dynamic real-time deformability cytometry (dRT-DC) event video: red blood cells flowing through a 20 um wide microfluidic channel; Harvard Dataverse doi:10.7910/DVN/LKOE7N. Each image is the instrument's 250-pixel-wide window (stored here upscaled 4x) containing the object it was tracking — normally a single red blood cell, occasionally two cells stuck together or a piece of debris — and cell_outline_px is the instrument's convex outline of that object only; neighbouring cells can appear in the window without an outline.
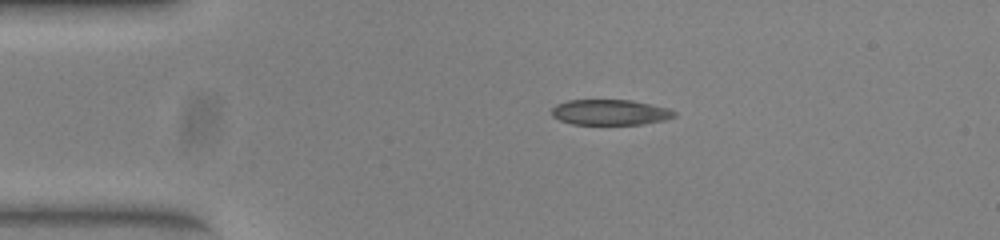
{"species": "common noctule bat (a hibernating species)", "species_latin": "Nyctalus noctula", "temperature_condition": "warm", "stored_images_in_passage": 42, "camera_frame_rate_fps": 3000, "um_per_image_px": 0.085, "animal": {"sex": "female", "body_mass_g": 23.0, "forearm_length_mm": 53.4}, "frame": {"image": 1, "passage_image": 1, "time_ms": 0.0, "image_size_px": [1000, 240], "cell_outline_px": [[676, 116], [664, 120], [644, 124], [572, 124], [560, 120], [552, 116], [552, 108], [556, 104], [568, 100], [632, 100], [668, 108], [676, 112]], "centroid_in_image_um": [51.86, 9.54], "position_along_channel_um": 33.1, "area_um2": 18.21}}
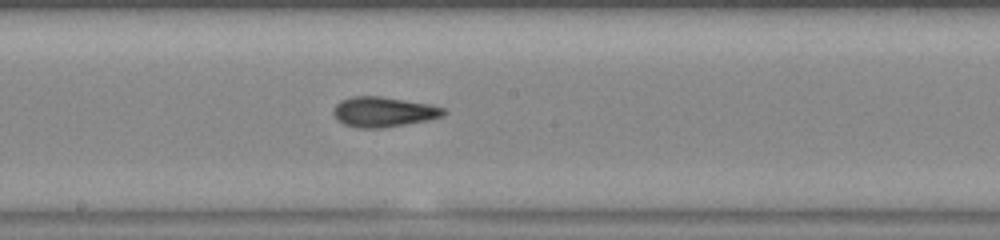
{"frame": {"image": 2, "passage_image": 18, "time_ms": 5.667, "image_size_px": [1000, 240], "cell_outline_px": [[448, 112], [444, 116], [432, 120], [384, 128], [356, 128], [344, 124], [336, 120], [332, 112], [332, 108], [340, 100], [352, 96], [380, 96], [428, 104], [444, 108]], "centroid_in_image_um": [32.59, 9.52], "position_along_channel_um": 215.6, "area_um2": 19.71}}
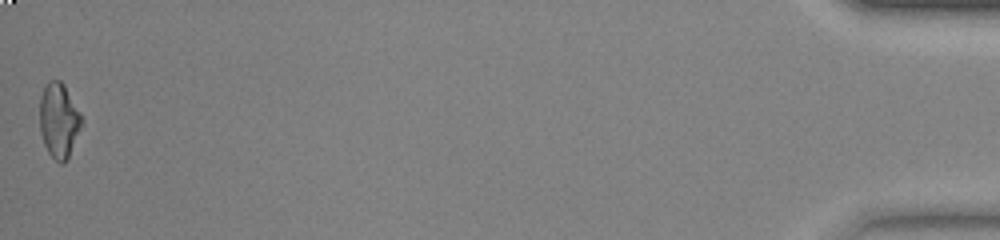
{"frame": {"image": 3, "passage_image": 42, "time_ms": 13.667, "image_size_px": [1000, 240], "cell_outline_px": [[84, 120], [68, 156], [64, 164], [60, 164], [48, 152], [44, 144], [40, 132], [40, 96], [48, 80], [60, 80], [64, 84], [80, 112]], "centroid_in_image_um": [5.0, 10.21], "position_along_channel_um": 430.2, "area_um2": 18.21}, "authors_computed_cell_mechanics": {"area_um2": 18.7561, "velocity_mm_per_s": 3.9543, "shape_relaxation_time_tau1_ms": null, "shape_relaxation_time_tau2_ms": 2.0242, "deformation_change_tau1": null, "deformation_change_tau2": 0.0849}}